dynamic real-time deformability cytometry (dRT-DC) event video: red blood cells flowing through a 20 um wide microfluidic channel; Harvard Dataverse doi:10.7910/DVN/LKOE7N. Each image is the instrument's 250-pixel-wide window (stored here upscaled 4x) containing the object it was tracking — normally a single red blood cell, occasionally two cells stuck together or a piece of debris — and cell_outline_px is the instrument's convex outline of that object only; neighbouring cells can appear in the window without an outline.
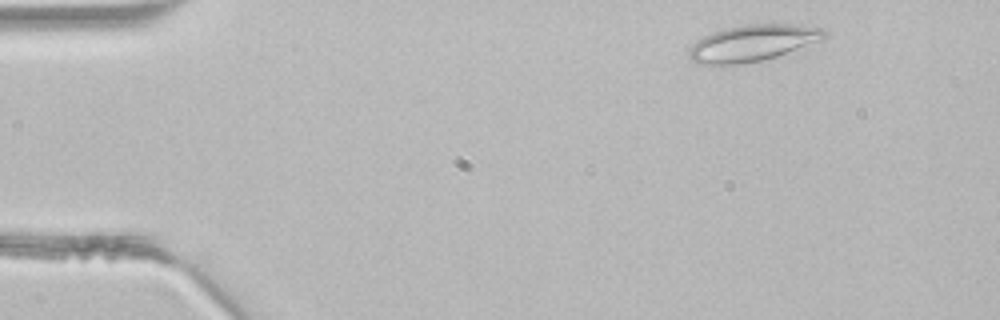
{"species": "common noctule bat (a hibernating species)", "species_latin": "Nyctalus noctula", "temperature_condition": "room temperature", "stored_images_in_passage": 33, "camera_frame_rate_fps": 3000, "um_per_image_px": 0.085, "animal": {"sex": "male", "body_mass_g": 21.5, "forearm_length_mm": 52.0}, "frame": {"image": 1, "passage_image": 3, "time_ms": 0.667, "image_size_px": [1000, 320], "cell_outline_px": [[828, 36], [820, 40], [776, 56], [764, 60], [744, 64], [712, 68], [700, 64], [692, 60], [688, 56], [688, 48], [692, 44], [704, 36], [712, 32], [728, 28], [748, 24], [788, 24], [824, 28], [828, 32]], "centroid_in_image_um": [63.89, 3.7], "position_along_channel_um": 21.1, "area_um2": 29.13}}
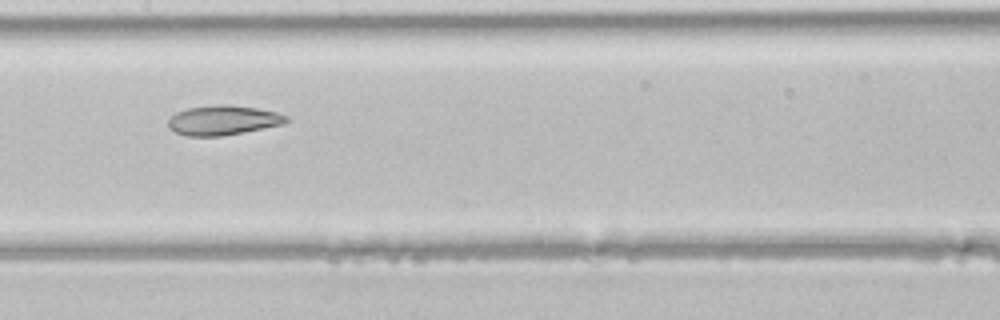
{"frame": {"image": 2, "passage_image": 20, "time_ms": 6.333, "image_size_px": [1000, 320], "cell_outline_px": [[288, 120], [284, 124], [220, 136], [184, 136], [168, 128], [168, 120], [176, 112], [188, 108], [212, 104], [228, 104], [256, 108], [276, 112], [288, 116]], "centroid_in_image_um": [18.93, 10.21], "position_along_channel_um": 188.5, "area_um2": 20.4}}
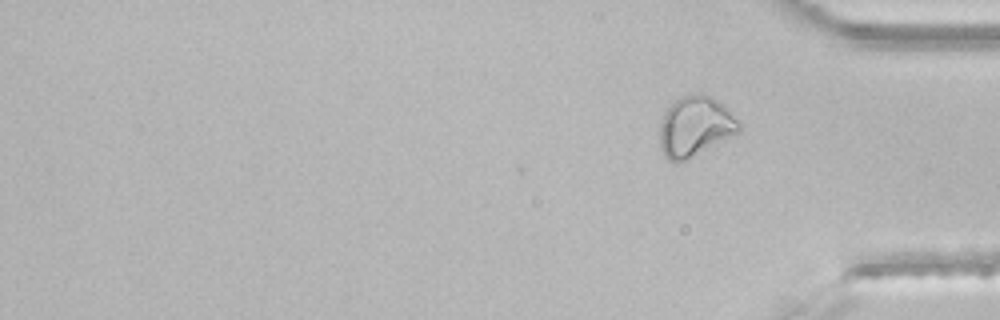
{"frame": {"image": 3, "passage_image": 33, "time_ms": 10.667, "image_size_px": [1000, 320], "cell_outline_px": [[740, 132], [676, 164], [668, 160], [664, 156], [660, 148], [660, 124], [664, 112], [680, 96], [688, 92], [700, 92], [712, 96], [724, 104], [740, 120]], "centroid_in_image_um": [59.09, 10.7], "position_along_channel_um": 376.1, "area_um2": 28.15}}